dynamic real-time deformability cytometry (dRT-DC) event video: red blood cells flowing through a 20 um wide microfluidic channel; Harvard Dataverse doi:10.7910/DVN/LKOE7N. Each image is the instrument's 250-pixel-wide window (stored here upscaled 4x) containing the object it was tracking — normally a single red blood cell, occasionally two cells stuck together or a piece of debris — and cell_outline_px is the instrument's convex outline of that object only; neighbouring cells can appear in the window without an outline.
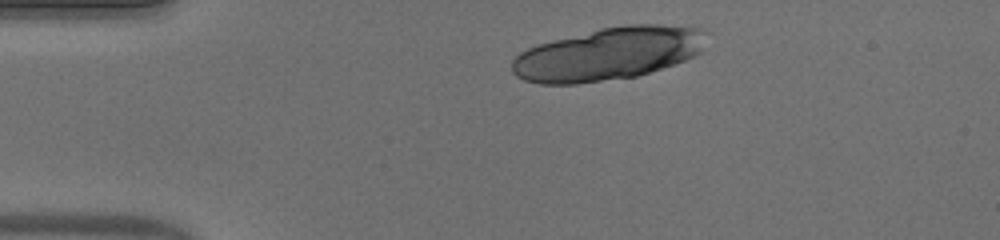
{"species": "human", "species_latin": "Homo sapiens", "temperature_condition": "warm", "stored_images_in_passage": 11, "camera_frame_rate_fps": 3000, "um_per_image_px": 0.085, "donor": {"sex": "male"}, "frame": {"image": 1, "passage_image": 11, "time_ms": 3.333, "image_size_px": [1000, 240], "cell_outline_px": [[708, 32], [700, 52], [684, 60], [636, 76], [576, 84], [540, 84], [524, 80], [516, 76], [512, 72], [512, 60], [520, 52], [528, 48], [552, 40], [600, 28], [628, 24], [660, 24], [704, 28]], "centroid_in_image_um": [51.69, 4.56], "position_along_channel_um": 33.3, "area_um2": 59.65}}